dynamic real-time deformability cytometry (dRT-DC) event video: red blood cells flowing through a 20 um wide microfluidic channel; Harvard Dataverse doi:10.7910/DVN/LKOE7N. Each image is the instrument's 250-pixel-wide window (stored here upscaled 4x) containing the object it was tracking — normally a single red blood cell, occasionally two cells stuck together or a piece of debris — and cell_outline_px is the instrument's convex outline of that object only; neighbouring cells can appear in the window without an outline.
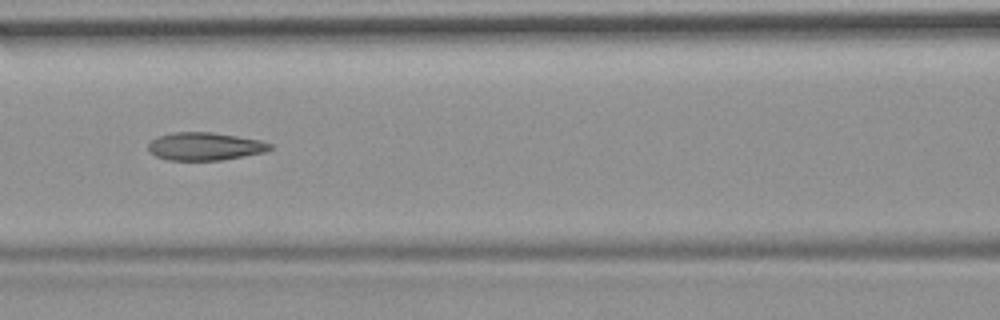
{"species": "common noctule bat (a hibernating species)", "species_latin": "Nyctalus noctula", "temperature_condition": "room temperature", "stored_images_in_passage": 53, "camera_frame_rate_fps": 3000, "um_per_image_px": 0.085, "animal": {"sex": "female", "body_mass_g": 19.9}, "frame": {"image": 1, "passage_image": 23, "time_ms": 7.333, "image_size_px": [1000, 320], "cell_outline_px": [[272, 148], [264, 152], [244, 156], [220, 160], [168, 160], [156, 156], [148, 152], [148, 144], [152, 140], [160, 136], [172, 132], [212, 132], [260, 140], [272, 144]], "centroid_in_image_um": [17.4, 12.44], "position_along_channel_um": 149.2, "area_um2": 19.71}, "authors_computed_cell_mechanics": {"area_um2": 20.6346, "velocity_mm_per_s": 3.7235, "shape_relaxation_time_tau1_ms": null, "shape_relaxation_time_tau2_ms": 2.2449, "deformation_change_tau1": null, "deformation_change_tau2": 0.1054}}